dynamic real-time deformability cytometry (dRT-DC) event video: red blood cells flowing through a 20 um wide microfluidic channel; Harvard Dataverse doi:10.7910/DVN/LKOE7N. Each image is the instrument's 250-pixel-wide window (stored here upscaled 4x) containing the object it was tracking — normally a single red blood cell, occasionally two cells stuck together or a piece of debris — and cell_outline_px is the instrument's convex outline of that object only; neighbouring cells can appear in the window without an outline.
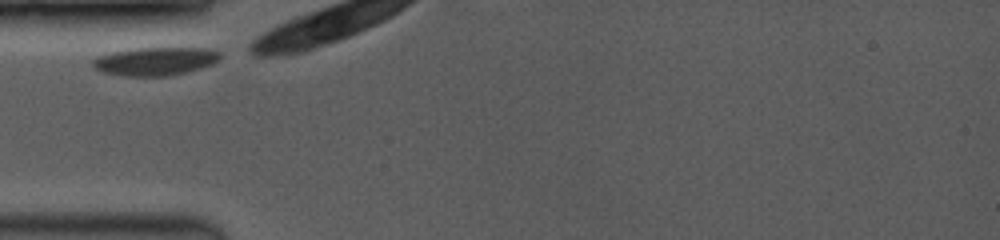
{"species": "common noctule bat (a hibernating species)", "species_latin": "Nyctalus noctula", "temperature_condition": "room temperature", "stored_images_in_passage": 25, "camera_frame_rate_fps": 3500, "um_per_image_px": 0.085, "animal": {"sex": "female", "body_mass_g": 19.0, "forearm_length_mm": 53.3}, "frame": {"image": 1, "passage_image": 1, "time_ms": 0.0, "image_size_px": [1000, 240], "cell_outline_px": [[220, 60], [212, 64], [188, 72], [168, 76], [120, 76], [104, 72], [96, 68], [92, 64], [92, 60], [96, 56], [112, 52], [136, 48], [208, 48], [220, 52]], "centroid_in_image_um": [13.2, 5.21], "position_along_channel_um": 71.8, "area_um2": 21.04}}